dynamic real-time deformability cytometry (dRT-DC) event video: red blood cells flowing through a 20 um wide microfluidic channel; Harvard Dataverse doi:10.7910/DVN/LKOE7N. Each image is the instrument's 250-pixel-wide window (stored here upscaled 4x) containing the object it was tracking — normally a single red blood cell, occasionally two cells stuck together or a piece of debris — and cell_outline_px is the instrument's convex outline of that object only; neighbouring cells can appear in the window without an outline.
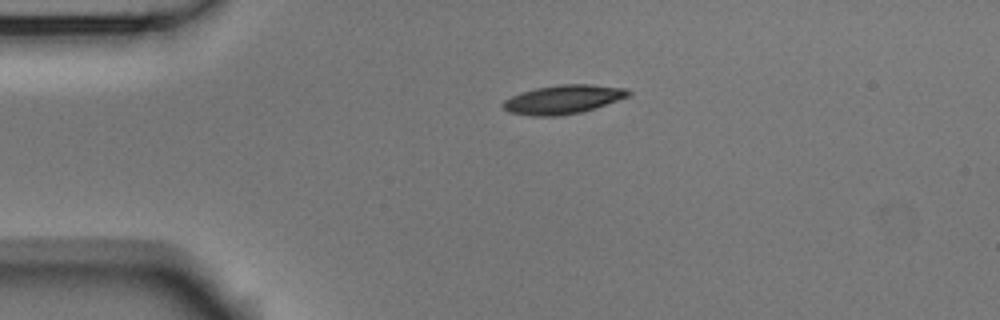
{"species": "Egyptian fruit bat (a non-hibernating species)", "species_latin": "Rousettus aegyptiacus", "temperature_condition": "room temperature", "stored_images_in_passage": 43, "camera_frame_rate_fps": 3000, "um_per_image_px": 0.085, "animal": {"sex": "male"}, "frame": {"image": 1, "passage_image": 1, "time_ms": 0.0, "image_size_px": [1000, 320], "cell_outline_px": [[632, 92], [628, 96], [580, 112], [560, 116], [532, 116], [508, 112], [504, 108], [504, 100], [512, 96], [536, 88], [564, 84], [588, 84], [624, 88]], "centroid_in_image_um": [47.84, 8.45], "position_along_channel_um": 37.2, "area_um2": 20.52}}
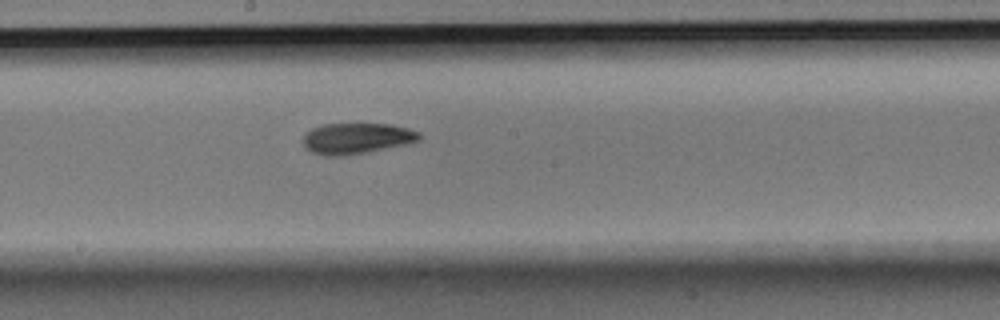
{"frame": {"image": 2, "passage_image": 18, "time_ms": 5.667, "image_size_px": [1000, 320], "cell_outline_px": [[420, 140], [404, 144], [364, 152], [340, 156], [324, 156], [312, 152], [304, 148], [304, 132], [320, 124], [392, 124], [408, 128], [420, 132]], "centroid_in_image_um": [30.27, 11.75], "position_along_channel_um": 217.9, "area_um2": 20.81}}
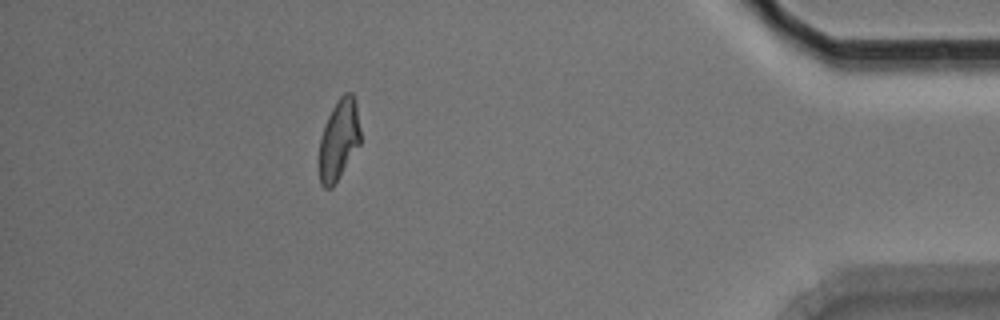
{"frame": {"image": 3, "passage_image": 37, "time_ms": 12.0, "image_size_px": [1000, 320], "cell_outline_px": [[360, 144], [332, 188], [324, 188], [320, 184], [320, 140], [328, 116], [332, 108], [340, 96], [344, 92], [352, 92], [356, 100], [360, 128]], "centroid_in_image_um": [28.82, 11.84], "position_along_channel_um": 406.4, "area_um2": 19.19}, "authors_computed_cell_mechanics": {"area_um2": 20.4612, "velocity_mm_per_s": 3.7532, "shape_relaxation_time_tau1_ms": 3.6652, "shape_relaxation_time_tau2_ms": 4.1319, "deformation_change_tau1": 0.1537, "deformation_change_tau2": 0.1133}}